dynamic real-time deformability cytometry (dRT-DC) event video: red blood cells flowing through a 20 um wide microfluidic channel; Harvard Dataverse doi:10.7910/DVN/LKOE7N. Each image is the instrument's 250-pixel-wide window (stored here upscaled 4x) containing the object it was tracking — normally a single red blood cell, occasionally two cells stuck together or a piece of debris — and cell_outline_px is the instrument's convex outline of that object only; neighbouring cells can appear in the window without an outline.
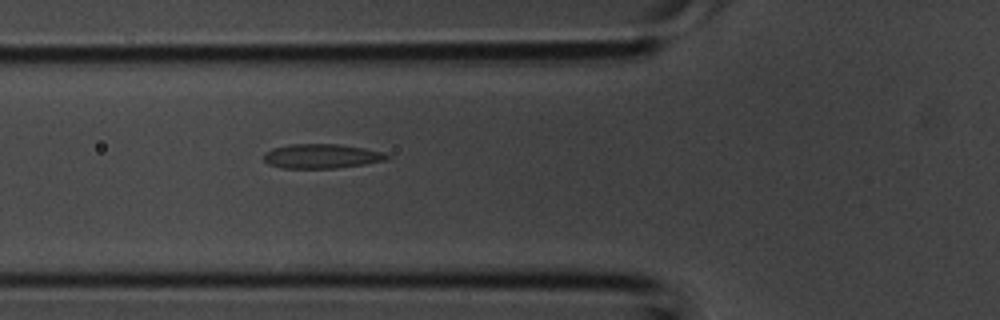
{"species": "common noctule bat (a hibernating species)", "species_latin": "Nyctalus noctula", "temperature_condition": "room temperature", "stored_images_in_passage": 28, "camera_frame_rate_fps": 3000, "um_per_image_px": 0.085, "animal": {"sex": "male", "body_mass_g": 20.1, "forearm_length_mm": 53.5}, "frame": {"image": 1, "passage_image": 7, "time_ms": 2.0, "image_size_px": [1000, 320], "cell_outline_px": [[392, 156], [388, 160], [364, 164], [336, 168], [280, 168], [268, 164], [264, 160], [264, 152], [272, 148], [292, 144], [336, 144], [364, 148], [384, 152]], "centroid_in_image_um": [27.35, 13.28], "position_along_channel_um": 98.5, "area_um2": 17.63}}
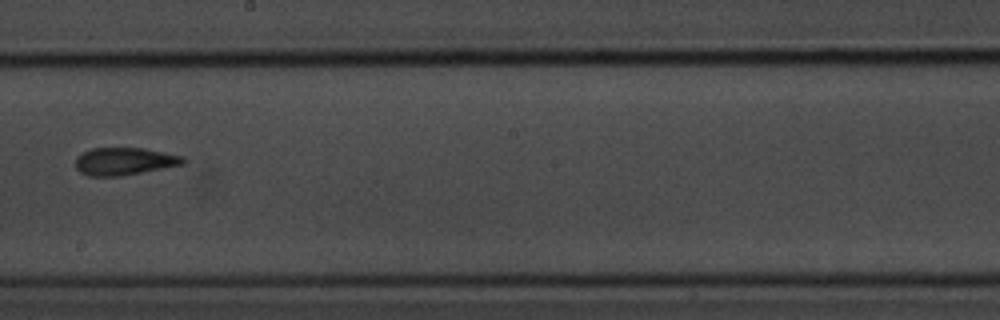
{"frame": {"image": 2, "passage_image": 15, "time_ms": 4.667, "image_size_px": [1000, 320], "cell_outline_px": [[188, 160], [184, 164], [120, 176], [88, 176], [80, 172], [76, 168], [76, 156], [92, 148], [144, 148], [184, 156]], "centroid_in_image_um": [10.59, 13.71], "position_along_channel_um": 237.6, "area_um2": 17.28}}
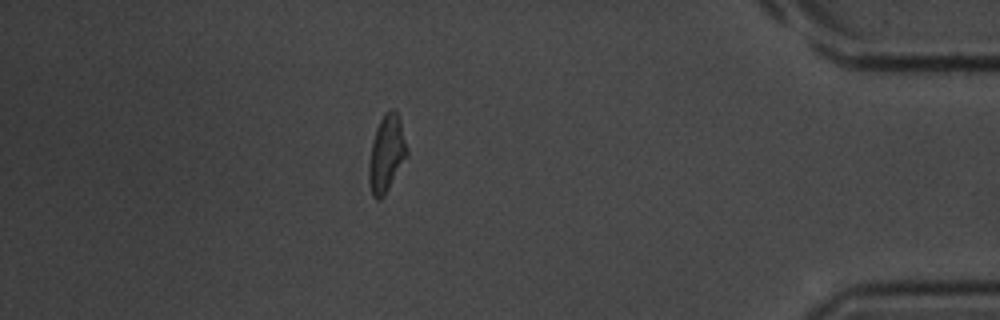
{"frame": {"image": 3, "passage_image": 27, "time_ms": 8.667, "image_size_px": [1000, 320], "cell_outline_px": [[408, 156], [384, 196], [380, 200], [376, 200], [372, 196], [368, 184], [368, 164], [372, 140], [376, 128], [380, 120], [392, 108], [396, 112], [400, 120], [408, 148]], "centroid_in_image_um": [32.84, 13.12], "position_along_channel_um": 402.4, "area_um2": 17.22}}